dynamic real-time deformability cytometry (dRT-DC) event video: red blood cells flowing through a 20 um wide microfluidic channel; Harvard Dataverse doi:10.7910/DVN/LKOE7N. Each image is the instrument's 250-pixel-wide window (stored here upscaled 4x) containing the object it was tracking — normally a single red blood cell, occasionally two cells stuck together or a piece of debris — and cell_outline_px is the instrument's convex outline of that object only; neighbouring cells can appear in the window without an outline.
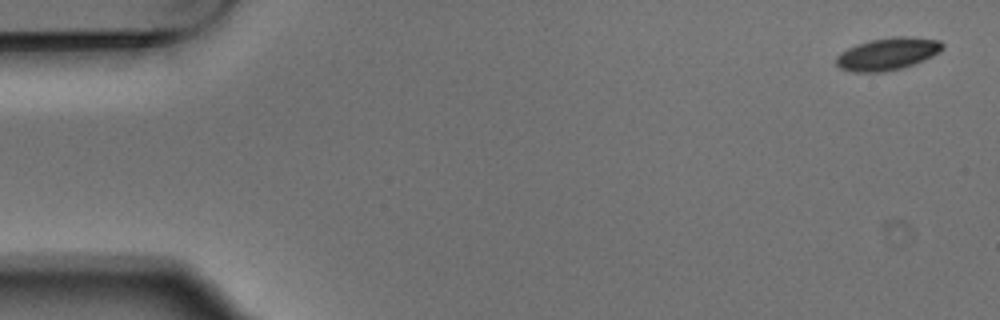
{"species": "Egyptian fruit bat (a non-hibernating species)", "species_latin": "Rousettus aegyptiacus", "temperature_condition": "warm", "stored_images_in_passage": 4, "camera_frame_rate_fps": 3000, "um_per_image_px": 0.085, "animal": {"sex": "male"}, "frame": {"image": 1, "passage_image": 1, "time_ms": 0.0, "image_size_px": [1000, 320], "cell_outline_px": [[944, 48], [940, 52], [924, 60], [904, 68], [884, 72], [852, 72], [840, 68], [836, 64], [836, 56], [840, 52], [856, 44], [872, 40], [892, 36], [908, 36], [940, 40], [944, 44]], "centroid_in_image_um": [75.46, 4.58], "position_along_channel_um": 9.5, "area_um2": 20.29}}
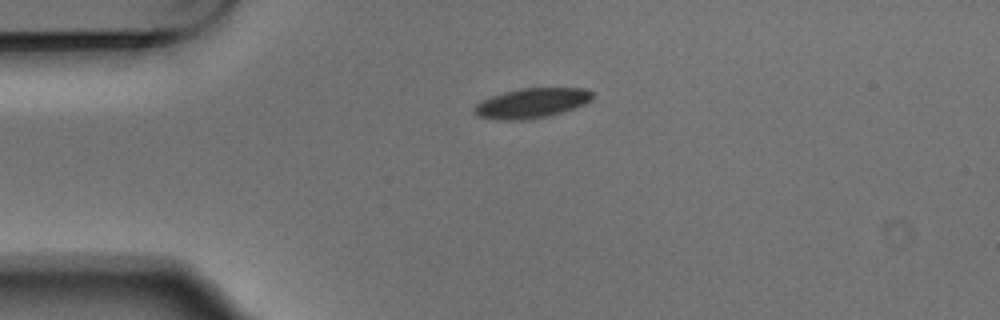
{"frame": {"image": 2, "passage_image": 4, "time_ms": 1.0, "image_size_px": [1000, 320], "cell_outline_px": [[592, 100], [584, 104], [548, 116], [524, 120], [496, 120], [476, 116], [472, 112], [472, 108], [480, 100], [504, 92], [520, 88], [584, 88], [592, 92]], "centroid_in_image_um": [45.11, 8.77], "position_along_channel_um": 39.9, "area_um2": 20.63}}